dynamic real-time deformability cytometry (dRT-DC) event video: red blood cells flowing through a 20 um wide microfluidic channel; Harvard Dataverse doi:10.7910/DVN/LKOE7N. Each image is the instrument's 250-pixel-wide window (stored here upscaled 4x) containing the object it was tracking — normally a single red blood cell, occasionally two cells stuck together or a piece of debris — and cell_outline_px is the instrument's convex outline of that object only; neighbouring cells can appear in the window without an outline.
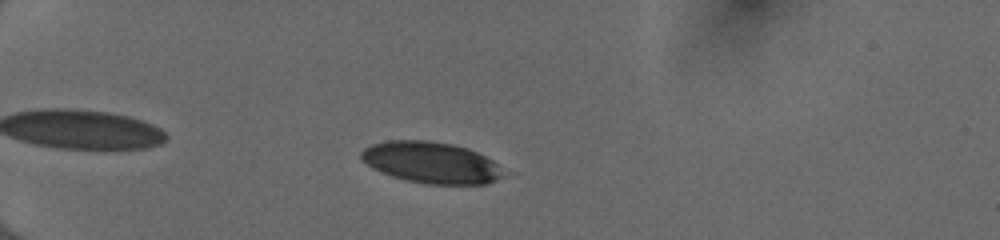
{"species": "human", "species_latin": "Homo sapiens", "temperature_condition": "cold", "stored_images_in_passage": 33, "camera_frame_rate_fps": 3000, "um_per_image_px": 0.085, "donor": {"sex": "female"}, "frame": {"image": 1, "passage_image": 1, "time_ms": 0.0, "image_size_px": [1000, 240], "cell_outline_px": [[520, 172], [488, 184], [424, 184], [392, 176], [372, 168], [360, 156], [360, 152], [364, 148], [372, 144], [388, 140], [424, 140], [452, 144], [468, 148]], "centroid_in_image_um": [36.88, 13.84], "position_along_channel_um": 48.1, "area_um2": 35.43}}
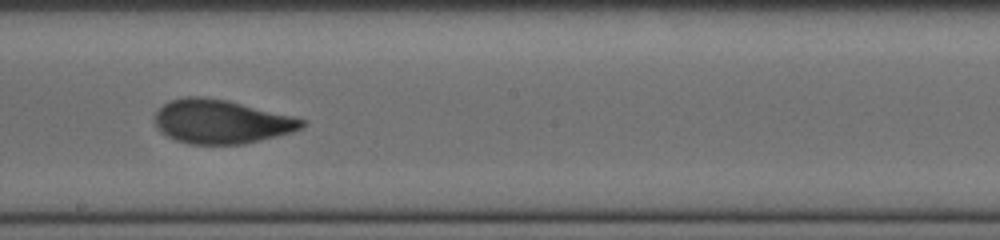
{"frame": {"image": 2, "passage_image": 18, "time_ms": 5.667, "image_size_px": [1000, 240], "cell_outline_px": [[308, 124], [292, 132], [244, 144], [188, 144], [176, 140], [160, 132], [156, 128], [156, 112], [168, 100], [184, 96], [200, 96], [228, 100], [292, 116], [304, 120]], "centroid_in_image_um": [18.78, 10.33], "position_along_channel_um": 229.4, "area_um2": 37.57}}
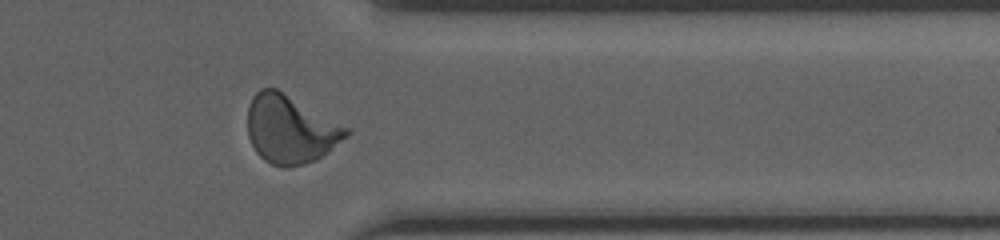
{"frame": {"image": 3, "passage_image": 30, "time_ms": 9.667, "image_size_px": [1000, 240], "cell_outline_px": [[352, 132], [332, 148], [316, 160], [304, 164], [288, 168], [284, 168], [272, 164], [264, 160], [256, 152], [248, 136], [248, 108], [252, 96], [260, 88], [276, 88], [352, 128]], "centroid_in_image_um": [24.7, 10.99], "position_along_channel_um": 386.7, "area_um2": 39.48}, "authors_computed_cell_mechanics": {"area_um2": 37.1076, "velocity_mm_per_s": 4.0015, "shape_relaxation_time_tau1_ms": 3.5366, "shape_relaxation_time_tau2_ms": 0.8922, "deformation_change_tau1": 0.1701, "deformation_change_tau2": 0.0623}}